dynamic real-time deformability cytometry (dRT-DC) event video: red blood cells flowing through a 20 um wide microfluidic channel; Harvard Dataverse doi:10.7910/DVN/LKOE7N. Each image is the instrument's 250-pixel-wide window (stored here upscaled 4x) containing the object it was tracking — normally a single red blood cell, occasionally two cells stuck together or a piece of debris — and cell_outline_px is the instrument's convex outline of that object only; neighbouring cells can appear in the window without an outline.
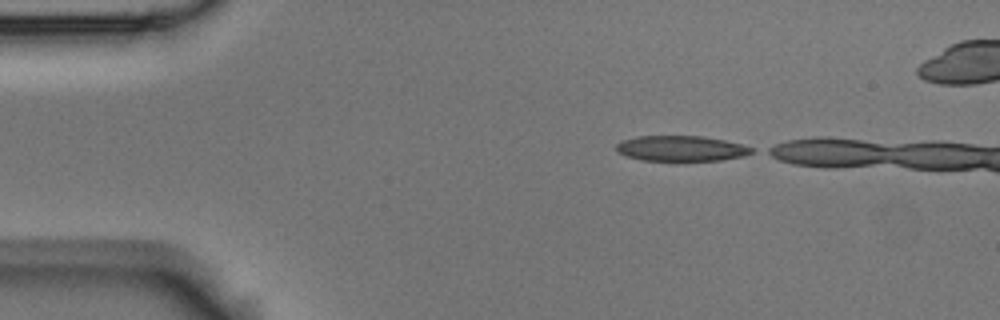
{"species": "Egyptian fruit bat (a non-hibernating species)", "species_latin": "Rousettus aegyptiacus", "temperature_condition": "room temperature", "stored_images_in_passage": 3, "camera_frame_rate_fps": 3000, "um_per_image_px": 0.085, "animal": {"sex": "male"}, "frame": {"image": 1, "passage_image": 1, "time_ms": 0.0, "image_size_px": [1000, 320], "cell_outline_px": [[752, 152], [744, 156], [720, 160], [676, 164], [640, 160], [616, 152], [616, 144], [620, 140], [636, 136], [704, 136], [724, 140], [740, 144], [752, 148]], "centroid_in_image_um": [57.83, 12.67], "position_along_channel_um": 27.2, "area_um2": 21.1}}